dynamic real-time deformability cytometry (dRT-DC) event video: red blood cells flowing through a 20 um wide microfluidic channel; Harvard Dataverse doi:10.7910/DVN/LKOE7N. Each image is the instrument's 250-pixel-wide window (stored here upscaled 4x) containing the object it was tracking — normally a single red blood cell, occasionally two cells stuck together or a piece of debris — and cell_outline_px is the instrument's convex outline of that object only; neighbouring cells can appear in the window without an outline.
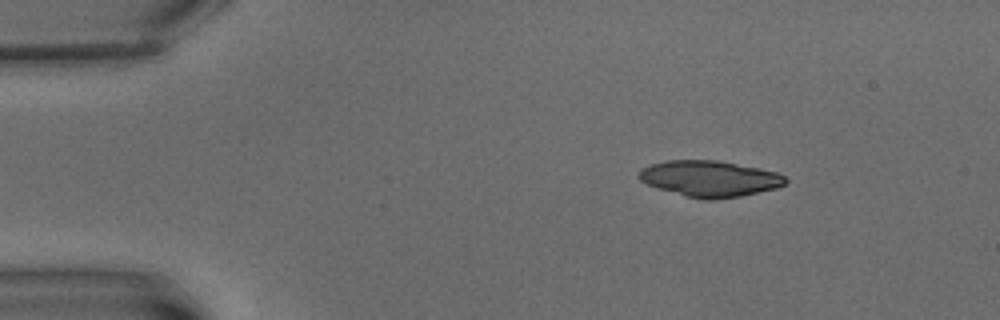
{"species": "common noctule bat (a hibernating species)", "species_latin": "Nyctalus noctula", "temperature_condition": "warm", "stored_images_in_passage": 7, "camera_frame_rate_fps": 3000, "um_per_image_px": 0.085, "animal": {"sex": "male", "body_mass_g": 15.6}, "frame": {"image": 1, "passage_image": 1, "time_ms": 0.0, "image_size_px": [1000, 320], "cell_outline_px": [[788, 180], [784, 184], [776, 188], [740, 196], [712, 200], [704, 200], [684, 196], [656, 188], [640, 180], [636, 176], [640, 168], [652, 164], [668, 160], [716, 160], [776, 172], [784, 176]], "centroid_in_image_um": [60.26, 15.19], "position_along_channel_um": 24.7, "area_um2": 30.69}}